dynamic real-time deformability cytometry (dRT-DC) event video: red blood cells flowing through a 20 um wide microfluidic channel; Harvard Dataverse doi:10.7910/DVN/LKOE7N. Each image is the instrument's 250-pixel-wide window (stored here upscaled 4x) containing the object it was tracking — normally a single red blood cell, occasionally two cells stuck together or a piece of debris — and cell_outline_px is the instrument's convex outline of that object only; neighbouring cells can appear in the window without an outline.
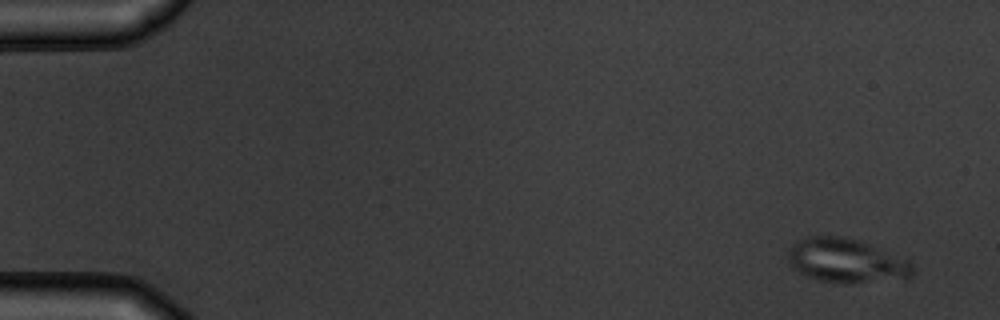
{"species": "common noctule bat (a hibernating species)", "species_latin": "Nyctalus noctula", "temperature_condition": "warm", "stored_images_in_passage": 5, "camera_frame_rate_fps": 3000, "um_per_image_px": 0.085, "animal": {"sex": "male", "body_mass_g": 19.5, "forearm_length_mm": 54.6}, "frame": {"image": 1, "passage_image": 1, "time_ms": 0.0, "image_size_px": [1000, 320], "cell_outline_px": [[912, 272], [904, 280], [820, 280], [808, 276], [792, 268], [788, 260], [788, 252], [792, 244], [796, 240], [804, 236], [848, 236], [872, 244], [908, 260], [912, 264]], "centroid_in_image_um": [71.9, 22.08], "position_along_channel_um": 13.1, "area_um2": 31.39}}